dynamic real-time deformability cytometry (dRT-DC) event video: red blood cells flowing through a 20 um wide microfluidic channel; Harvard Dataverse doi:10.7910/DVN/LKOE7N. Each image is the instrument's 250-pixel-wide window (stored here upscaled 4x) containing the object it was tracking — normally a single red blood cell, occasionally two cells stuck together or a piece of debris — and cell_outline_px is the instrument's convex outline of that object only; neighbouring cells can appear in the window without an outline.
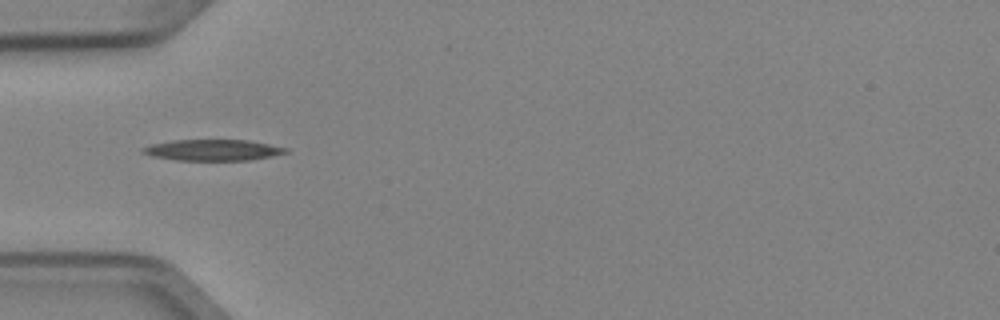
{"species": "Egyptian fruit bat (a non-hibernating species)", "species_latin": "Rousettus aegyptiacus", "temperature_condition": "cold", "stored_images_in_passage": 30, "camera_frame_rate_fps": 3000, "um_per_image_px": 0.085, "animal": {"sex": "female"}, "frame": {"image": 1, "passage_image": 1, "time_ms": 0.0, "image_size_px": [1000, 320], "cell_outline_px": [[288, 152], [248, 160], [176, 160], [152, 156], [140, 152], [140, 148], [152, 144], [172, 140], [248, 140], [288, 148]], "centroid_in_image_um": [18.02, 12.75], "position_along_channel_um": 67.0, "area_um2": 17.4}}
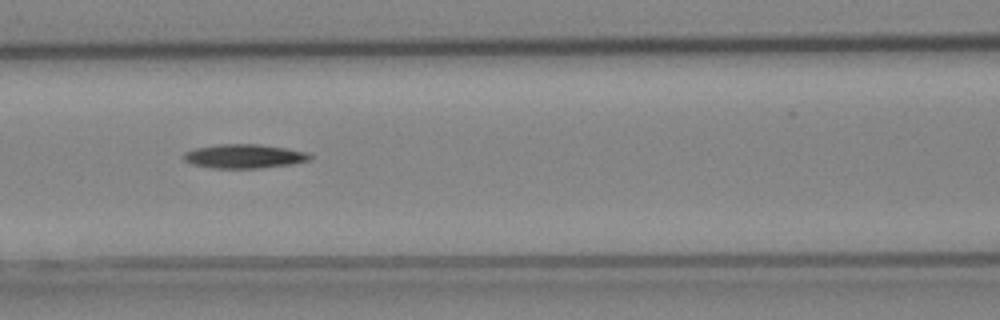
{"frame": {"image": 2, "passage_image": 7, "time_ms": 2.0, "image_size_px": [1000, 320], "cell_outline_px": [[312, 160], [292, 164], [260, 168], [212, 168], [192, 164], [184, 160], [184, 152], [196, 148], [216, 144], [260, 144], [308, 152], [312, 156]], "centroid_in_image_um": [20.78, 13.28], "position_along_channel_um": 145.8, "area_um2": 17.74}}
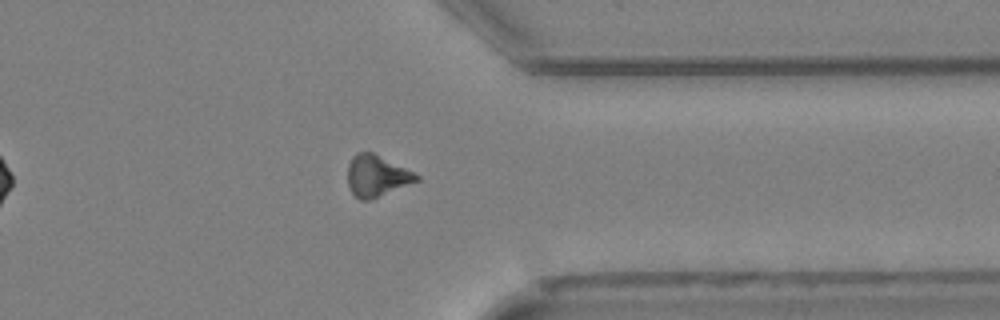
{"frame": {"image": 3, "passage_image": 25, "time_ms": 8.0, "image_size_px": [1000, 320], "cell_outline_px": [[420, 180], [368, 200], [360, 200], [352, 192], [348, 184], [348, 164], [352, 156], [356, 152], [372, 152], [420, 176]], "centroid_in_image_um": [31.98, 14.94], "position_along_channel_um": 379.4, "area_um2": 16.18}, "authors_computed_cell_mechanics": {"area_um2": 16.762, "velocity_mm_per_s": 3.979, "shape_relaxation_time_tau1_ms": 4.5621, "shape_relaxation_time_tau2_ms": null, "deformation_change_tau1": 0.132, "deformation_change_tau2": null}}